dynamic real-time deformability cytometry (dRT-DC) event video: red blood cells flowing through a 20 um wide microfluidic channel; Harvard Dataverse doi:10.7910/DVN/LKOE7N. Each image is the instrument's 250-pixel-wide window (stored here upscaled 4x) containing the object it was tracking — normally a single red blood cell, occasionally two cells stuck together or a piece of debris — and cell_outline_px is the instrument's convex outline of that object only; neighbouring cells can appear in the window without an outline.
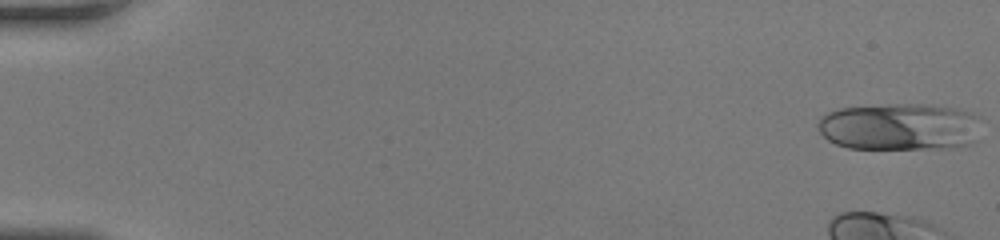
{"species": "human", "species_latin": "Homo sapiens", "temperature_condition": "room temperature", "stored_images_in_passage": 43, "camera_frame_rate_fps": 3000, "um_per_image_px": 0.085, "donor": {"sex": "female"}, "frame": {"image": 1, "passage_image": 1, "time_ms": 0.0, "image_size_px": [1000, 240], "cell_outline_px": [[980, 116], [976, 140], [972, 144], [952, 148], [848, 148], [836, 144], [828, 140], [816, 128], [816, 124], [820, 116], [836, 108], [888, 104], [928, 104], [956, 108], [972, 112]], "centroid_in_image_um": [76.47, 10.76], "position_along_channel_um": 8.5, "area_um2": 45.55}}